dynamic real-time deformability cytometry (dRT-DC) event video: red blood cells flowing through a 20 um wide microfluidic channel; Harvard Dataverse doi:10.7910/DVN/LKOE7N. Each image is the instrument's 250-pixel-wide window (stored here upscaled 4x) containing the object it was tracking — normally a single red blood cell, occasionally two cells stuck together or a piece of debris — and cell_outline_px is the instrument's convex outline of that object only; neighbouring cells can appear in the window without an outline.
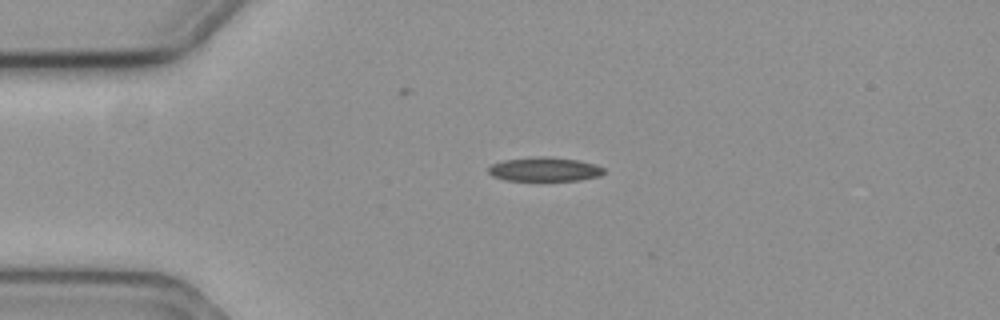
{"species": "common noctule bat (a hibernating species)", "species_latin": "Nyctalus noctula", "temperature_condition": "cold", "stored_images_in_passage": 15, "camera_frame_rate_fps": 3000, "um_per_image_px": 0.085, "animal": {"sex": "female", "body_mass_g": 19.3, "forearm_length_mm": 54.1}, "frame": {"image": 1, "passage_image": 1, "time_ms": 0.0, "image_size_px": [1000, 320], "cell_outline_px": [[604, 172], [600, 176], [580, 180], [504, 180], [492, 176], [488, 172], [488, 168], [492, 164], [504, 160], [540, 156], [544, 156], [580, 160], [596, 164], [604, 168]], "centroid_in_image_um": [46.3, 14.38], "position_along_channel_um": 38.7, "area_um2": 16.18}}
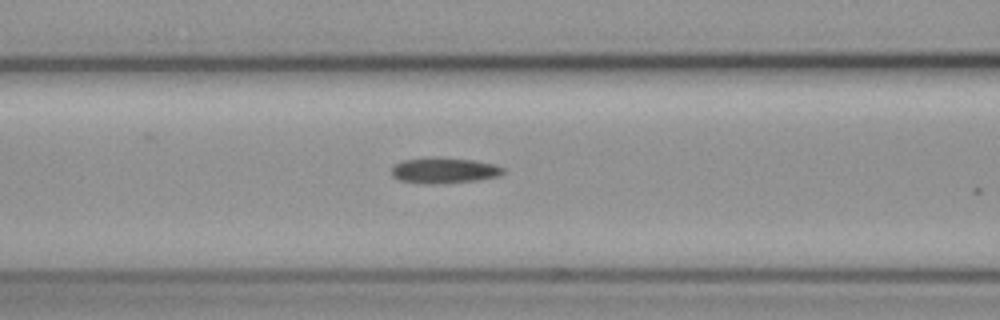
{"frame": {"image": 2, "passage_image": 11, "time_ms": 3.333, "image_size_px": [1000, 320], "cell_outline_px": [[504, 172], [500, 176], [480, 180], [432, 184], [424, 184], [400, 180], [392, 176], [392, 168], [396, 164], [404, 160], [472, 160], [492, 164], [504, 168]], "centroid_in_image_um": [37.79, 14.55], "position_along_channel_um": 128.8, "area_um2": 15.78}}
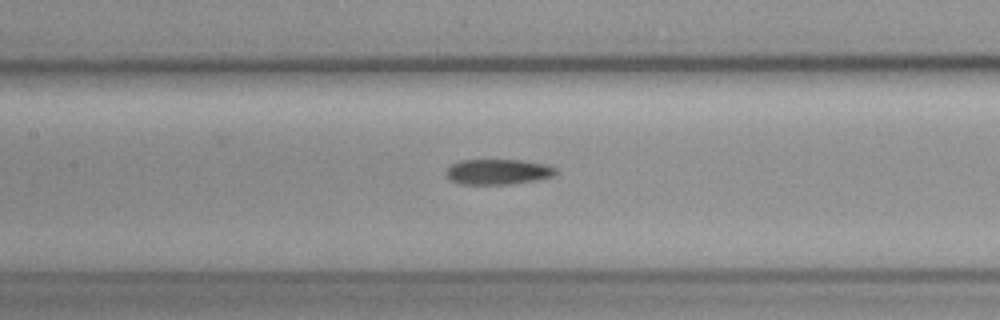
{"frame": {"image": 3, "passage_image": 14, "time_ms": 4.333, "image_size_px": [1000, 320], "cell_outline_px": [[556, 172], [552, 176], [536, 180], [508, 184], [460, 184], [448, 180], [444, 172], [452, 164], [460, 160], [520, 160], [544, 164], [556, 168]], "centroid_in_image_um": [42.26, 14.6], "position_along_channel_um": 165.1, "area_um2": 16.18}}